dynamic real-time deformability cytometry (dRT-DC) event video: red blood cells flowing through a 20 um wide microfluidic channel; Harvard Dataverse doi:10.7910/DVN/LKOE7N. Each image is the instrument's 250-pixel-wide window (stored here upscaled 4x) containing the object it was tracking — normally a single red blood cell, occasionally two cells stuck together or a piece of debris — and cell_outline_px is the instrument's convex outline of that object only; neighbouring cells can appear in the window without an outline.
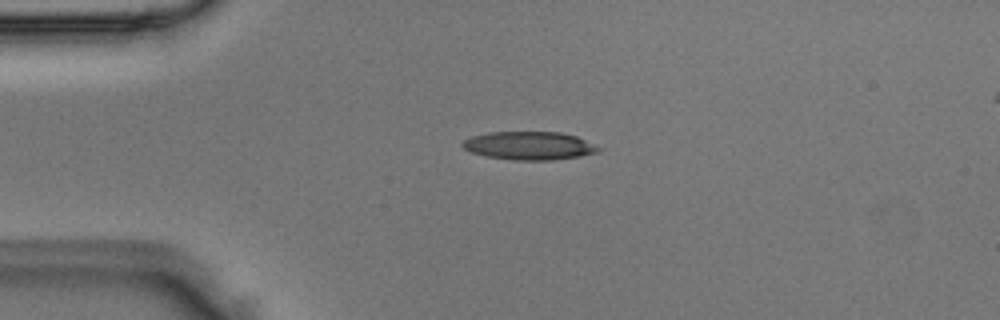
{"species": "Egyptian fruit bat (a non-hibernating species)", "species_latin": "Rousettus aegyptiacus", "temperature_condition": "room temperature", "stored_images_in_passage": 5, "camera_frame_rate_fps": 3000, "um_per_image_px": 0.085, "animal": {"sex": "male"}, "frame": {"image": 1, "passage_image": 2, "time_ms": 0.333, "image_size_px": [1000, 320], "cell_outline_px": [[604, 148], [600, 152], [580, 156], [552, 160], [516, 160], [488, 156], [472, 152], [464, 148], [460, 144], [464, 140], [472, 136], [488, 132], [560, 132], [576, 136]], "centroid_in_image_um": [45.04, 12.38], "position_along_channel_um": 40.0, "area_um2": 22.37}}
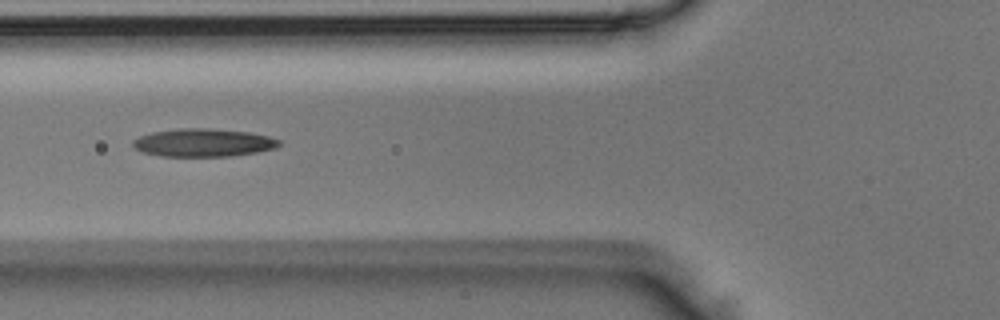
{"frame": {"image": 2, "passage_image": 4, "time_ms": 1.0, "image_size_px": [1000, 320], "cell_outline_px": [[280, 144], [276, 148], [256, 152], [232, 156], [160, 156], [144, 152], [136, 148], [132, 144], [132, 140], [140, 136], [152, 132], [176, 128], [208, 128], [248, 132], [268, 136], [280, 140]], "centroid_in_image_um": [17.28, 12.12], "position_along_channel_um": 108.5, "area_um2": 23.81}}